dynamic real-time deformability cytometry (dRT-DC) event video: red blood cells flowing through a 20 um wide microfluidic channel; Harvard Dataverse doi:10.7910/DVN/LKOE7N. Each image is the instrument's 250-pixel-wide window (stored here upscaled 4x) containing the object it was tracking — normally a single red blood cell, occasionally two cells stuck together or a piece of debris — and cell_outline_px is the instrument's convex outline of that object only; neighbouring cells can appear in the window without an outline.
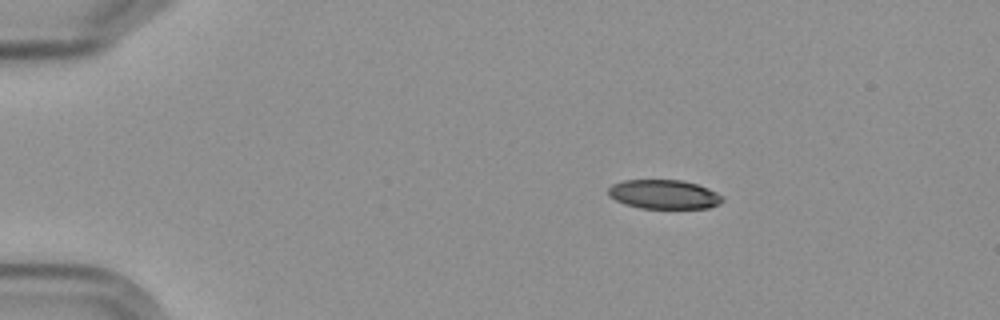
{"species": "Egyptian fruit bat (a non-hibernating species)", "species_latin": "Rousettus aegyptiacus", "temperature_condition": "cold", "stored_images_in_passage": 8, "camera_frame_rate_fps": 3000, "um_per_image_px": 0.085, "frame": {"image": 1, "passage_image": 3, "time_ms": 2.333, "image_size_px": [1000, 320], "cell_outline_px": [[724, 200], [720, 204], [708, 208], [640, 208], [624, 204], [608, 196], [608, 188], [612, 184], [624, 180], [680, 180], [696, 184], [708, 188], [724, 196]], "centroid_in_image_um": [56.44, 16.52], "position_along_channel_um": 28.6, "area_um2": 19.48}}
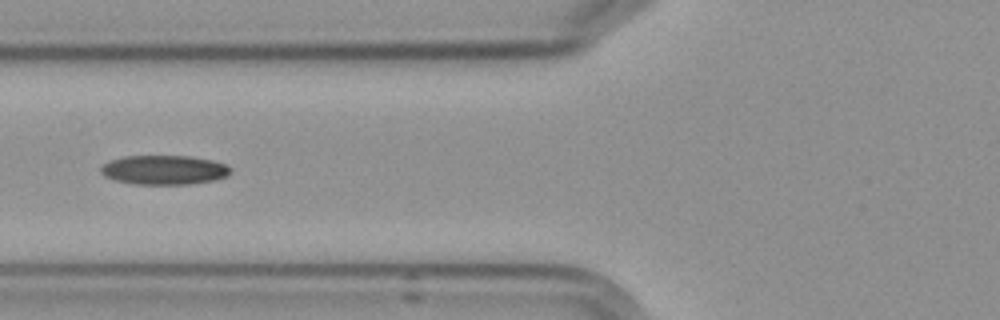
{"frame": {"image": 2, "passage_image": 6, "time_ms": 6.667, "image_size_px": [1000, 320], "cell_outline_px": [[232, 172], [228, 176], [216, 180], [188, 184], [132, 184], [116, 180], [104, 176], [100, 172], [100, 168], [104, 164], [112, 160], [124, 156], [188, 156], [212, 160], [224, 164], [232, 168]], "centroid_in_image_um": [13.98, 14.45], "position_along_channel_um": 111.8, "area_um2": 22.2}}
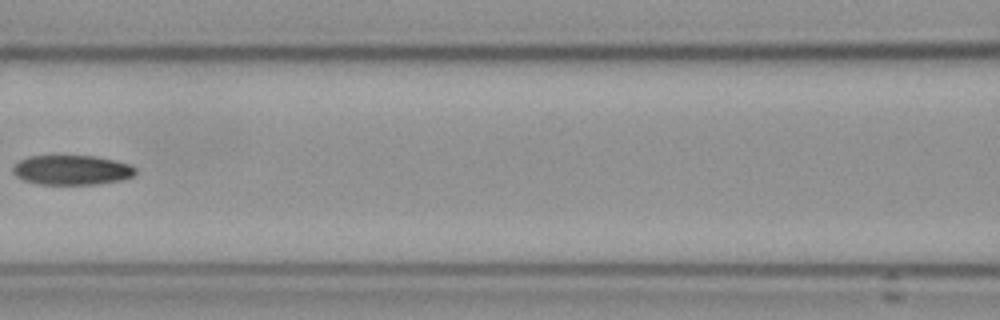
{"frame": {"image": 3, "passage_image": 7, "time_ms": 8.0, "image_size_px": [1000, 320], "cell_outline_px": [[136, 172], [132, 176], [124, 180], [96, 184], [40, 184], [24, 180], [16, 176], [12, 172], [12, 168], [16, 160], [28, 156], [96, 156], [132, 164], [136, 168]], "centroid_in_image_um": [6.1, 14.44], "position_along_channel_um": 160.5, "area_um2": 21.44}}